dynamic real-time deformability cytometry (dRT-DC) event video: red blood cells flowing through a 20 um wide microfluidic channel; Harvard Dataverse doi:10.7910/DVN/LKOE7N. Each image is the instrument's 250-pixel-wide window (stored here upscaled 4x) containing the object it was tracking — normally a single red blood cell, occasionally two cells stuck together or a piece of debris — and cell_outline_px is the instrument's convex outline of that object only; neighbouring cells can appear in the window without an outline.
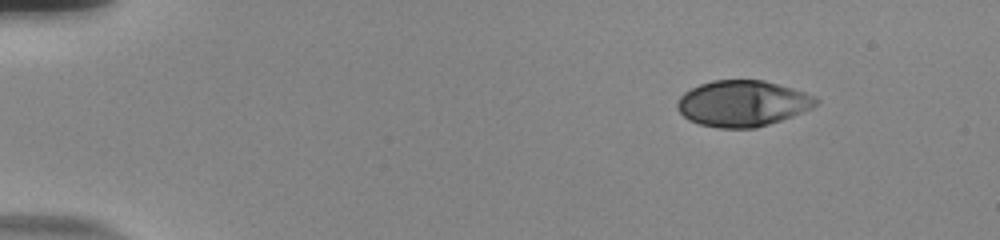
{"species": "human", "species_latin": "Homo sapiens", "temperature_condition": "room temperature", "stored_images_in_passage": 49, "camera_frame_rate_fps": 3000, "um_per_image_px": 0.085, "donor": {"sex": "male"}, "frame": {"image": 1, "passage_image": 1, "time_ms": 0.0, "image_size_px": [1000, 240], "cell_outline_px": [[820, 100], [812, 108], [792, 116], [756, 128], [720, 128], [700, 124], [688, 120], [676, 108], [676, 104], [680, 96], [684, 92], [700, 84], [712, 80], [764, 80], [792, 88], [816, 96]], "centroid_in_image_um": [63.11, 8.79], "position_along_channel_um": 21.9, "area_um2": 37.17}}
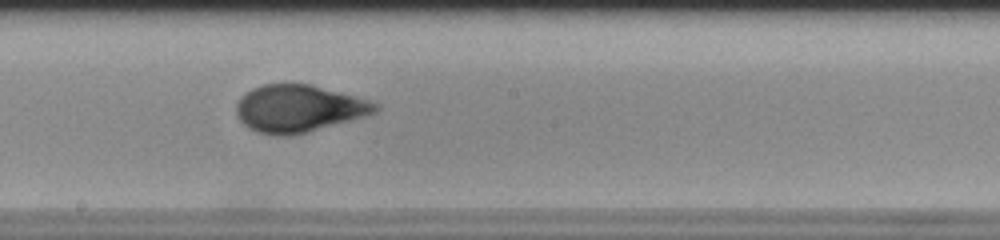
{"frame": {"image": 2, "passage_image": 26, "time_ms": 8.333, "image_size_px": [1000, 240], "cell_outline_px": [[380, 108], [376, 112], [368, 116], [308, 132], [288, 136], [276, 136], [256, 132], [248, 128], [236, 116], [236, 104], [240, 96], [244, 92], [252, 88], [264, 84], [308, 84], [368, 100], [380, 104]], "centroid_in_image_um": [25.36, 9.24], "position_along_channel_um": 222.8, "area_um2": 38.44}}
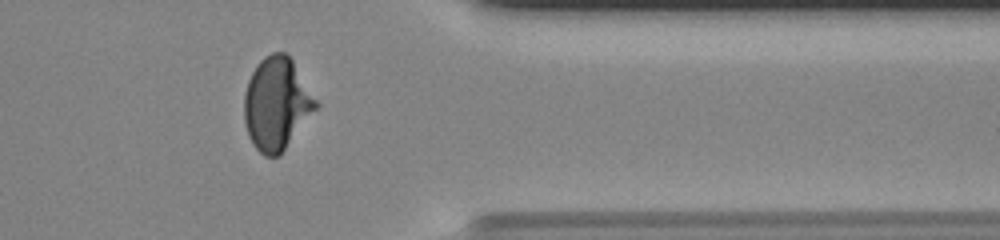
{"frame": {"image": 3, "passage_image": 40, "time_ms": 13.0, "image_size_px": [1000, 240], "cell_outline_px": [[320, 104], [280, 156], [264, 156], [252, 144], [248, 136], [244, 120], [244, 92], [248, 80], [252, 72], [260, 60], [264, 56], [272, 52], [288, 52]], "centroid_in_image_um": [23.52, 8.81], "position_along_channel_um": 387.9, "area_um2": 39.02}, "authors_computed_cell_mechanics": {"area_um2": 37.859, "velocity_mm_per_s": 3.7309, "shape_relaxation_time_tau1_ms": 6.3193, "shape_relaxation_time_tau2_ms": null, "deformation_change_tau1": 0.2316, "deformation_change_tau2": null}}